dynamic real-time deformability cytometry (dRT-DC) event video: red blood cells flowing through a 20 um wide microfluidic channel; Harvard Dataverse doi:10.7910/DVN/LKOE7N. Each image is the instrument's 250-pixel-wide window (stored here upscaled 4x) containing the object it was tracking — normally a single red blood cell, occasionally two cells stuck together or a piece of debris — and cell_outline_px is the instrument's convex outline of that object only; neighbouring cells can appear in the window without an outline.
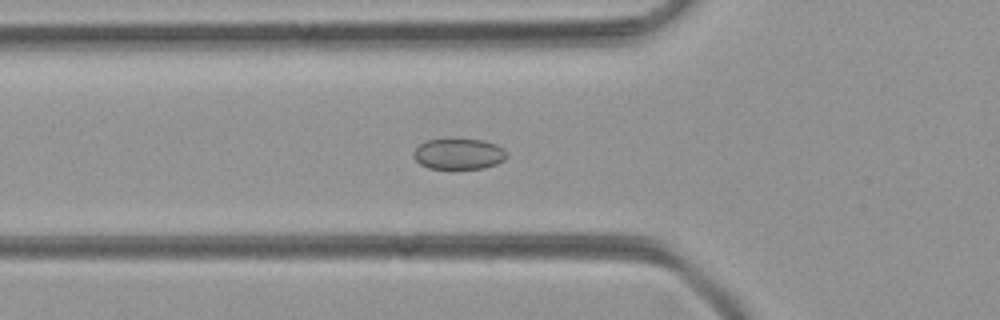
{"species": "common noctule bat (a hibernating species)", "species_latin": "Nyctalus noctula", "temperature_condition": "room temperature", "stored_images_in_passage": 50, "camera_frame_rate_fps": 3000, "um_per_image_px": 0.085, "animal": {"sex": "female", "body_mass_g": 21.9}, "frame": {"image": 1, "passage_image": 17, "time_ms": 5.333, "image_size_px": [1000, 320], "cell_outline_px": [[508, 156], [504, 160], [496, 164], [484, 168], [428, 168], [420, 164], [412, 156], [412, 152], [420, 144], [428, 140], [484, 140], [496, 144], [504, 148], [508, 152]], "centroid_in_image_um": [39.02, 13.09], "position_along_channel_um": 86.8, "area_um2": 16.65}}
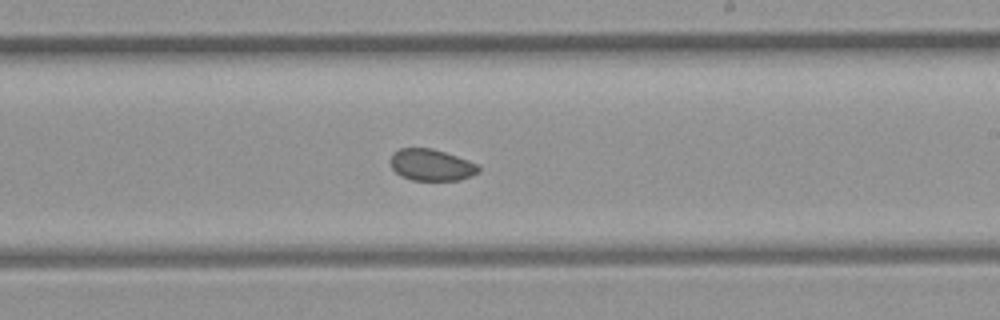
{"frame": {"image": 2, "passage_image": 29, "time_ms": 9.333, "image_size_px": [1000, 320], "cell_outline_px": [[480, 172], [472, 176], [460, 180], [412, 180], [400, 176], [392, 168], [392, 152], [400, 148], [432, 148], [468, 160], [476, 164], [480, 168]], "centroid_in_image_um": [36.68, 14.03], "position_along_channel_um": 252.3, "area_um2": 16.18}}
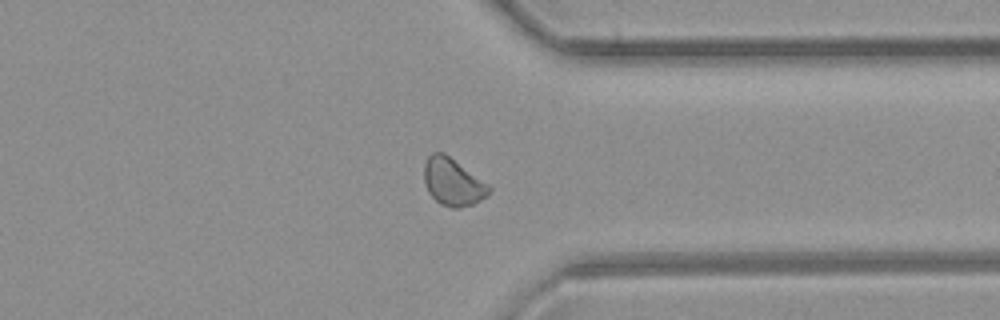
{"frame": {"image": 3, "passage_image": 38, "time_ms": 12.333, "image_size_px": [1000, 320], "cell_outline_px": [[492, 188], [488, 196], [472, 204], [460, 208], [452, 208], [440, 204], [428, 192], [424, 180], [424, 164], [428, 156], [432, 152], [444, 152], [488, 184]], "centroid_in_image_um": [38.49, 15.47], "position_along_channel_um": 372.9, "area_um2": 17.92}}